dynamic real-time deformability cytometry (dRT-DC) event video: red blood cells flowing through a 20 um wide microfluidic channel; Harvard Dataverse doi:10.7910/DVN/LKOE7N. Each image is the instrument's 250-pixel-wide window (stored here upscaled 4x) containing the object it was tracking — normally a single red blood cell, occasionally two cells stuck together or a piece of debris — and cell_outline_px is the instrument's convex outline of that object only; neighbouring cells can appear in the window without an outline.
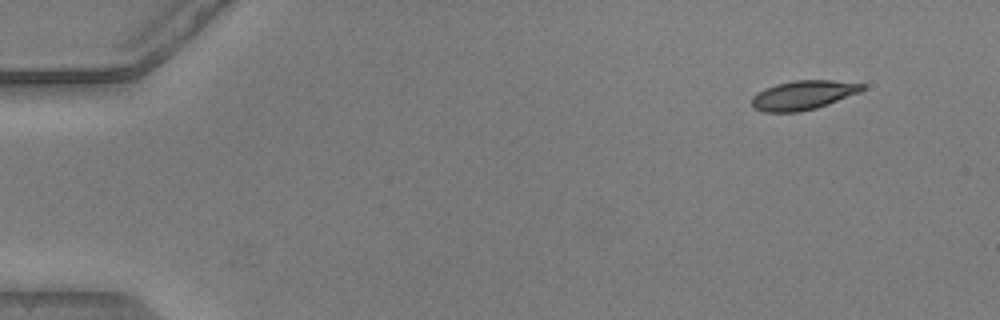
{"species": "common noctule bat (a hibernating species)", "species_latin": "Nyctalus noctula", "temperature_condition": "warm", "stored_images_in_passage": 49, "camera_frame_rate_fps": 3000, "um_per_image_px": 0.085, "animal": {"sex": "male", "body_mass_g": 20.5, "forearm_length_mm": 52.5}, "frame": {"image": 1, "passage_image": 1, "time_ms": 0.0, "image_size_px": [1000, 320], "cell_outline_px": [[864, 88], [860, 92], [828, 104], [816, 108], [800, 112], [764, 112], [752, 108], [752, 96], [764, 88], [776, 84], [792, 80], [832, 80], [864, 84]], "centroid_in_image_um": [68.23, 8.09], "position_along_channel_um": 16.8, "area_um2": 18.84}}
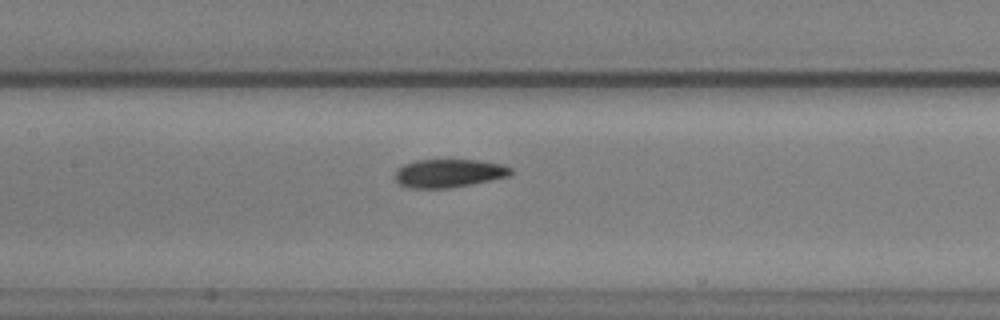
{"frame": {"image": 2, "passage_image": 22, "time_ms": 7.0, "image_size_px": [1000, 320], "cell_outline_px": [[512, 176], [452, 188], [408, 188], [400, 184], [392, 176], [404, 164], [416, 160], [476, 160], [504, 164], [512, 168]], "centroid_in_image_um": [38.18, 14.73], "position_along_channel_um": 169.2, "area_um2": 19.31}}
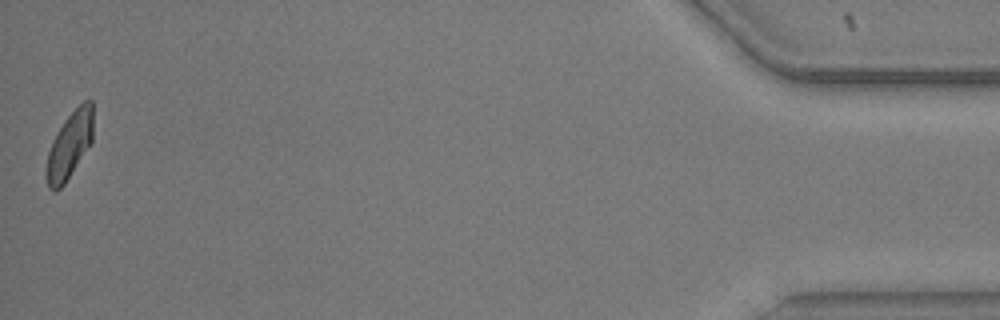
{"frame": {"image": 3, "passage_image": 49, "time_ms": 16.0, "image_size_px": [1000, 320], "cell_outline_px": [[92, 144], [64, 184], [56, 192], [52, 192], [48, 188], [44, 176], [44, 172], [48, 152], [52, 140], [64, 120], [84, 100], [92, 100]], "centroid_in_image_um": [5.88, 12.41], "position_along_channel_um": 429.3, "area_um2": 18.5}, "authors_computed_cell_mechanics": {"area_um2": 19.363, "velocity_mm_per_s": 3.872, "shape_relaxation_time_tau1_ms": 4.7246, "shape_relaxation_time_tau2_ms": 3.7503, "deformation_change_tau1": 0.1635, "deformation_change_tau2": 0.0917}}